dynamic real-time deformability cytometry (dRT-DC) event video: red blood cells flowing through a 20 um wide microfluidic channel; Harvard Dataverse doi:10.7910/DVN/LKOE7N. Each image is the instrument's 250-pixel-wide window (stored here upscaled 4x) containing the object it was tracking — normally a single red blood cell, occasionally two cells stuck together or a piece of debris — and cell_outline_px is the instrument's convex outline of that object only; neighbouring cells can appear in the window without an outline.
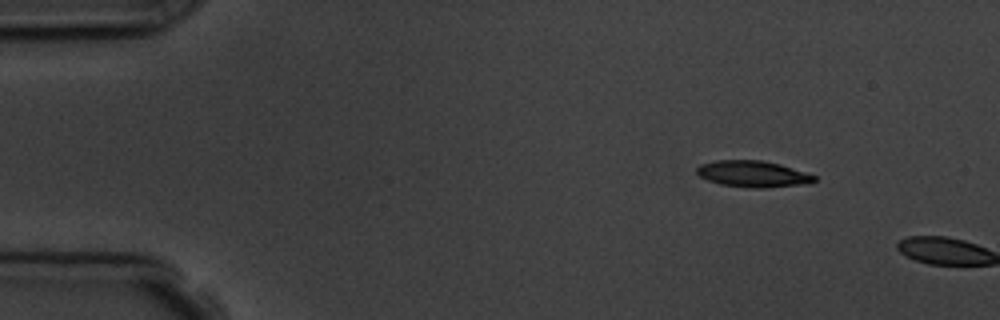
{"species": "common noctule bat (a hibernating species)", "species_latin": "Nyctalus noctula", "temperature_condition": "room temperature", "stored_images_in_passage": 2, "camera_frame_rate_fps": 3000, "um_per_image_px": 0.085, "animal": {"sex": "male", "body_mass_g": 19.5, "forearm_length_mm": 54.6}, "frame": {"image": 1, "passage_image": 1, "time_ms": 0.0, "image_size_px": [1000, 320], "cell_outline_px": [[816, 180], [812, 184], [764, 188], [752, 188], [720, 184], [708, 180], [700, 176], [696, 172], [696, 168], [700, 164], [716, 160], [760, 160], [780, 164], [816, 176]], "centroid_in_image_um": [64.02, 14.79], "position_along_channel_um": 21.0, "area_um2": 18.15}}